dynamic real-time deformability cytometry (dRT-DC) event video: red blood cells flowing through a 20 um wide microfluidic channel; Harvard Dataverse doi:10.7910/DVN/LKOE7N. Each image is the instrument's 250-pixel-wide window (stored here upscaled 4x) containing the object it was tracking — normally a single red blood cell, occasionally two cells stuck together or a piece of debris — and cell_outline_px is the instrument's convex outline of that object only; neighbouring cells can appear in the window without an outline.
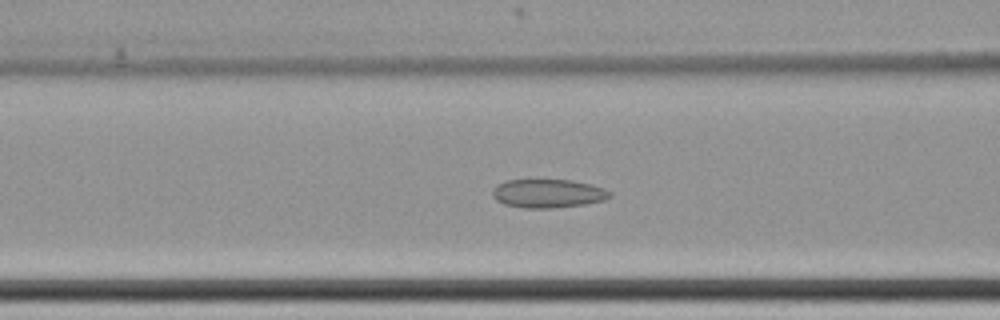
{"species": "common noctule bat (a hibernating species)", "species_latin": "Nyctalus noctula", "temperature_condition": "cold", "stored_images_in_passage": 63, "camera_frame_rate_fps": 3000, "um_per_image_px": 0.085, "animal": {"sex": "female", "body_mass_g": 22.7, "forearm_length_mm": 54.2}, "frame": {"image": 1, "passage_image": 28, "time_ms": 9.0, "image_size_px": [1000, 320], "cell_outline_px": [[612, 196], [604, 200], [584, 204], [552, 208], [524, 208], [504, 204], [496, 200], [492, 196], [492, 192], [504, 180], [572, 180], [592, 184], [604, 188], [612, 192]], "centroid_in_image_um": [46.61, 16.44], "position_along_channel_um": 120.0, "area_um2": 19.54}}
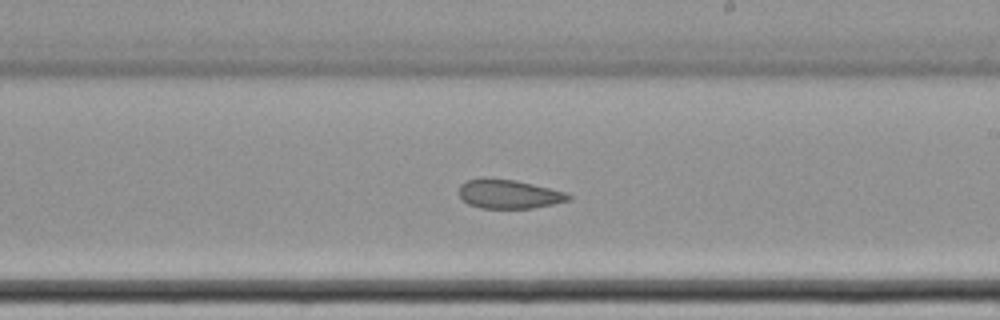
{"frame": {"image": 2, "passage_image": 39, "time_ms": 12.667, "image_size_px": [1000, 320], "cell_outline_px": [[572, 196], [568, 200], [552, 204], [532, 208], [480, 208], [468, 204], [460, 200], [460, 184], [464, 180], [480, 176], [484, 176], [516, 180], [564, 192]], "centroid_in_image_um": [43.14, 16.47], "position_along_channel_um": 245.9, "area_um2": 18.73}}
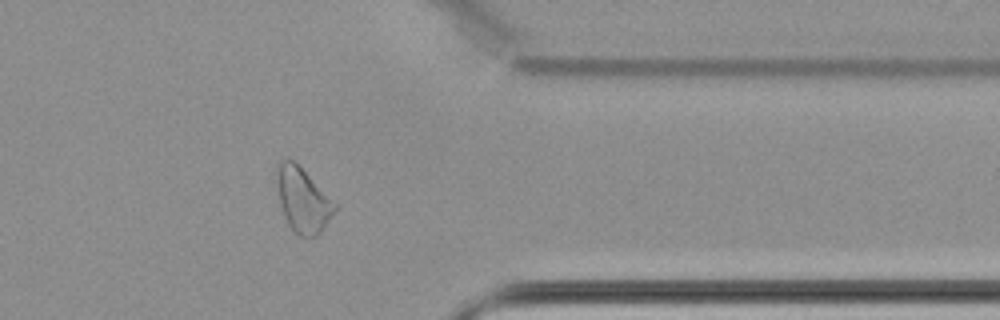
{"frame": {"image": 3, "passage_image": 52, "time_ms": 17.0, "image_size_px": [1000, 320], "cell_outline_px": [[336, 208], [320, 232], [316, 236], [300, 236], [288, 224], [284, 216], [280, 204], [276, 180], [276, 168], [280, 160], [284, 156], [288, 156], [336, 204]], "centroid_in_image_um": [25.68, 16.96], "position_along_channel_um": 385.7, "area_um2": 21.15}, "authors_computed_cell_mechanics": {"area_um2": 22.5998, "velocity_mm_per_s": 3.4361, "shape_relaxation_time_tau1_ms": null, "shape_relaxation_time_tau2_ms": 3.4372, "deformation_change_tau1": null, "deformation_change_tau2": 0.074}}